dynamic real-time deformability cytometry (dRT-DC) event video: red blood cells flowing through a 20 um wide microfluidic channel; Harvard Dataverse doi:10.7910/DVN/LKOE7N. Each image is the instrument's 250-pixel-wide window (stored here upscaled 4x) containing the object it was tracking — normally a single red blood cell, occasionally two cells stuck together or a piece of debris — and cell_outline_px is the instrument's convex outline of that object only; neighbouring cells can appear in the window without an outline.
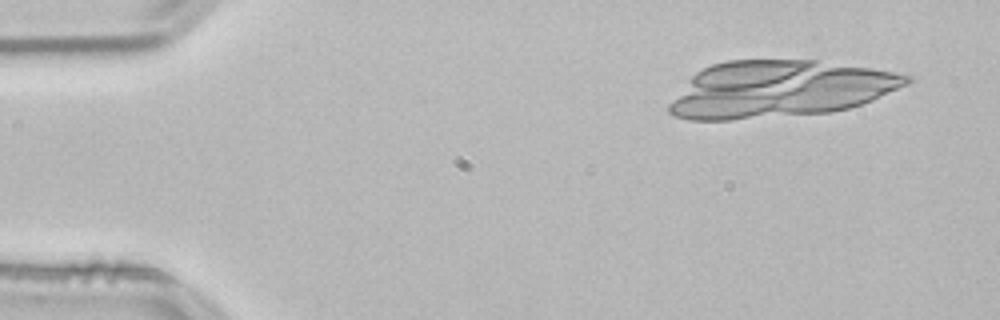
{"species": "common noctule bat (a hibernating species)", "species_latin": "Nyctalus noctula", "temperature_condition": "room temperature", "stored_images_in_passage": 3, "camera_frame_rate_fps": 3000, "um_per_image_px": 0.085, "animal": {"sex": "male", "body_mass_g": 21.5, "forearm_length_mm": 52.0}, "frame": {"image": 1, "passage_image": 3, "time_ms": 0.667, "image_size_px": [1000, 320], "cell_outline_px": [[896, 76], [892, 88], [868, 100], [844, 108], [812, 112], [804, 112], [816, 72], [840, 68], [852, 68], [884, 72]], "centroid_in_image_um": [71.93, 7.49], "position_along_channel_um": 13.1, "area_um2": 20.0}}